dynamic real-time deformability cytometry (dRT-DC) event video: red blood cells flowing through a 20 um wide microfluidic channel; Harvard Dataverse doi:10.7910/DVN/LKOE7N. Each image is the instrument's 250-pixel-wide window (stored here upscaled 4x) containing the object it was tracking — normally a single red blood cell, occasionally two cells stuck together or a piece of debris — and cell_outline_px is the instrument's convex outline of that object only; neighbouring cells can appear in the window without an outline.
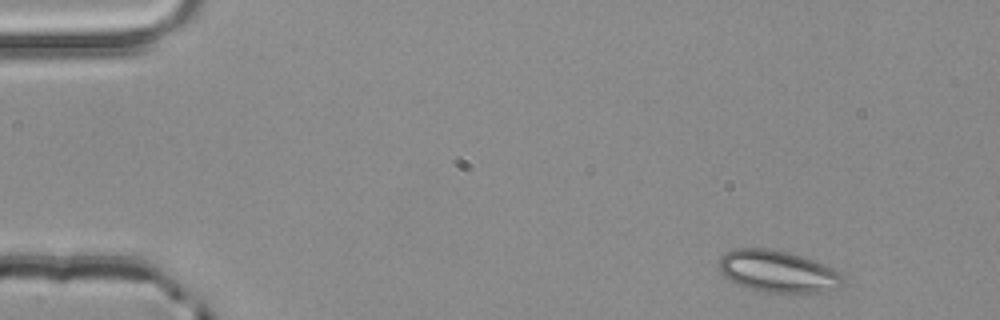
{"species": "common noctule bat (a hibernating species)", "species_latin": "Nyctalus noctula", "temperature_condition": "room temperature", "stored_images_in_passage": 3, "camera_frame_rate_fps": 3000, "um_per_image_px": 0.085, "animal": {"sex": "male", "body_mass_g": 20.4}, "frame": {"image": 1, "passage_image": 1, "time_ms": 0.0, "image_size_px": [1000, 320], "cell_outline_px": [[844, 280], [840, 288], [824, 292], [756, 292], [744, 288], [728, 280], [720, 272], [720, 260], [724, 252], [732, 248], [764, 248], [788, 252], [824, 264], [840, 272]], "centroid_in_image_um": [66.08, 23.09], "position_along_channel_um": 18.9, "area_um2": 30.52}}
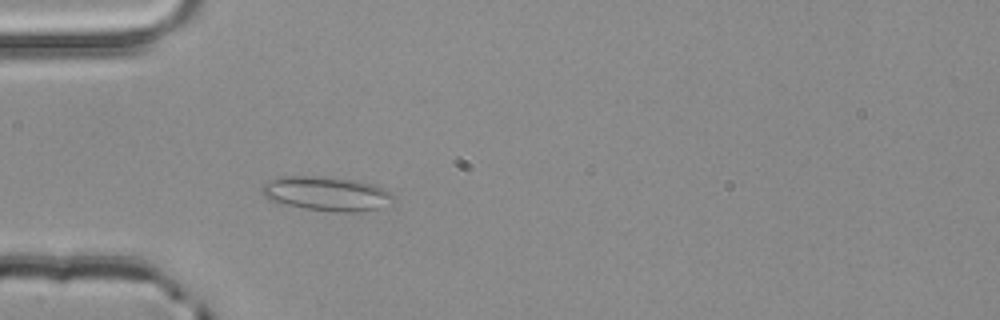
{"frame": {"image": 2, "passage_image": 3, "time_ms": 0.667, "image_size_px": [1000, 320], "cell_outline_px": [[396, 196], [376, 208], [352, 212], [336, 212], [304, 208], [284, 204], [268, 200], [260, 192], [260, 188], [264, 180], [280, 176], [320, 176], [360, 180], [384, 188]], "centroid_in_image_um": [27.63, 16.43], "position_along_channel_um": 57.4, "area_um2": 26.36}}